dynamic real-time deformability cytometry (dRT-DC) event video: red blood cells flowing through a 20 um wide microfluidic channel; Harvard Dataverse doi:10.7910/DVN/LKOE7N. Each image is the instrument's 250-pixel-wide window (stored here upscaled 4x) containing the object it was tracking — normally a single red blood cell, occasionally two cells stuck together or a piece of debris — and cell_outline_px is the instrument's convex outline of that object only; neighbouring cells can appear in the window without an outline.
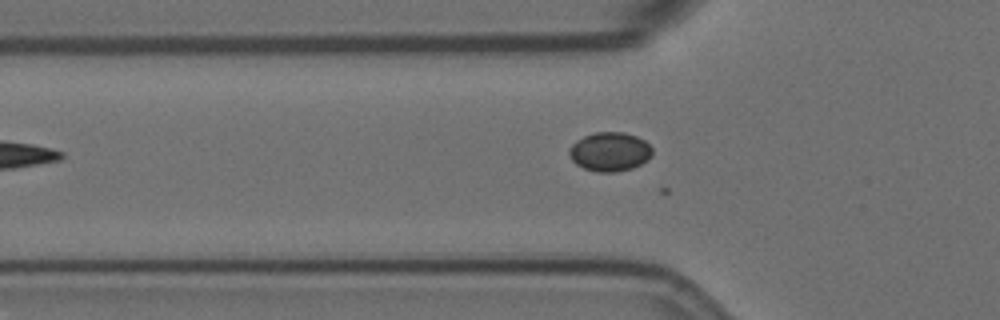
{"species": "Egyptian fruit bat (a non-hibernating species)", "species_latin": "Rousettus aegyptiacus", "temperature_condition": "room temperature", "stored_images_in_passage": 20, "camera_frame_rate_fps": 3000, "um_per_image_px": 0.085, "animal": {"sex": "female"}, "frame": {"image": 1, "passage_image": 3, "time_ms": 0.667, "image_size_px": [1000, 320], "cell_outline_px": [[652, 156], [648, 160], [632, 168], [616, 172], [596, 172], [584, 168], [576, 164], [572, 160], [568, 152], [572, 144], [576, 140], [592, 132], [624, 132], [636, 136], [644, 140], [652, 148]], "centroid_in_image_um": [51.83, 12.89], "position_along_channel_um": 74.0, "area_um2": 19.02}}
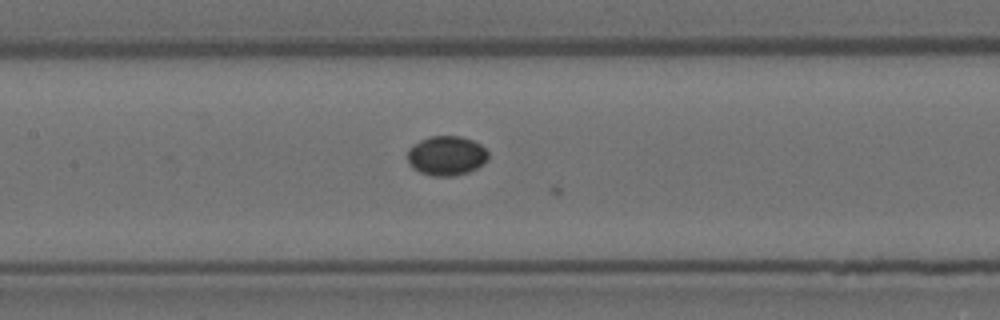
{"frame": {"image": 2, "passage_image": 11, "time_ms": 3.333, "image_size_px": [1000, 320], "cell_outline_px": [[488, 160], [476, 168], [468, 172], [452, 176], [432, 176], [420, 172], [412, 168], [408, 164], [408, 148], [412, 144], [420, 140], [432, 136], [460, 136], [472, 140], [480, 144], [488, 152]], "centroid_in_image_um": [37.93, 13.23], "position_along_channel_um": 169.5, "area_um2": 18.67}}
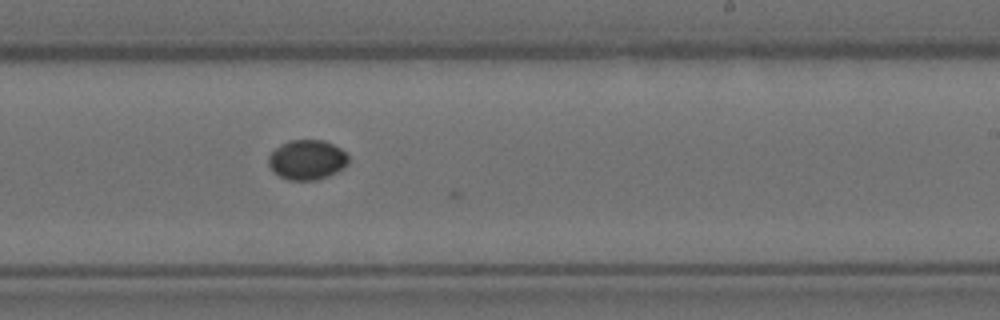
{"frame": {"image": 3, "passage_image": 19, "time_ms": 6.0, "image_size_px": [1000, 320], "cell_outline_px": [[348, 164], [344, 168], [328, 176], [316, 180], [288, 180], [272, 172], [268, 164], [268, 156], [280, 144], [288, 140], [324, 140], [340, 148], [348, 156]], "centroid_in_image_um": [26.08, 13.58], "position_along_channel_um": 262.9, "area_um2": 18.67}}